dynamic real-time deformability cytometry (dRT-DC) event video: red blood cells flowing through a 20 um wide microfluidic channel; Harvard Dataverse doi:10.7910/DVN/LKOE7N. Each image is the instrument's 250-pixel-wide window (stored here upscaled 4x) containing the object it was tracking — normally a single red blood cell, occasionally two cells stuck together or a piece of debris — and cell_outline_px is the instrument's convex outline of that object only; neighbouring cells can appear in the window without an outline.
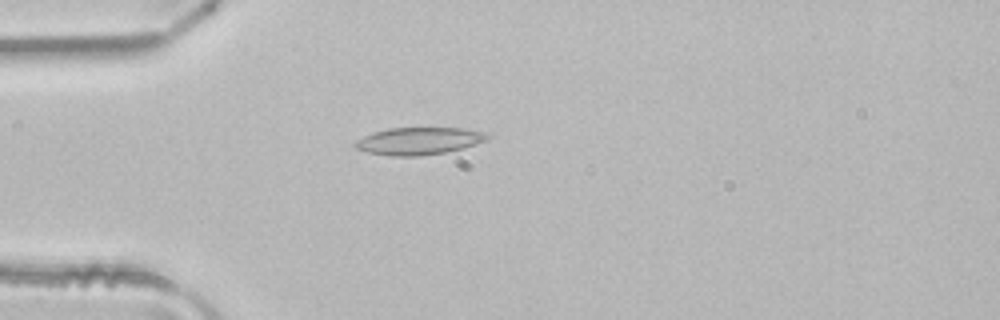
{"species": "common noctule bat (a hibernating species)", "species_latin": "Nyctalus noctula", "temperature_condition": "room temperature", "stored_images_in_passage": 3, "camera_frame_rate_fps": 3000, "um_per_image_px": 0.085, "animal": {"sex": "male", "body_mass_g": 21.5, "forearm_length_mm": 52.0}, "frame": {"image": 1, "passage_image": 3, "time_ms": 0.667, "image_size_px": [1000, 320], "cell_outline_px": [[492, 136], [488, 140], [464, 148], [444, 152], [420, 156], [392, 156], [368, 152], [356, 148], [352, 144], [356, 140], [372, 132], [388, 128], [464, 128], [488, 132]], "centroid_in_image_um": [35.65, 11.97], "position_along_channel_um": 49.4, "area_um2": 21.27}}